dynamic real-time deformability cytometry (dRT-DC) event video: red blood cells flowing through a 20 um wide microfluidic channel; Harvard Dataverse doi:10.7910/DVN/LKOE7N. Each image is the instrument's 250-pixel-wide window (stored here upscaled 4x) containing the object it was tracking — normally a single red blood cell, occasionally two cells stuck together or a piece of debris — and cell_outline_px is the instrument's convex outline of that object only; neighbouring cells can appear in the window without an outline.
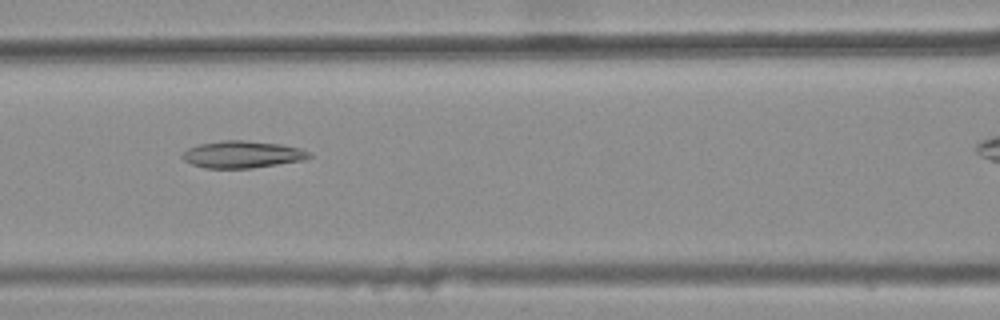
{"species": "common noctule bat (a hibernating species)", "species_latin": "Nyctalus noctula", "temperature_condition": "warm", "stored_images_in_passage": 30, "camera_frame_rate_fps": 3000, "um_per_image_px": 0.085, "animal": {"sex": "female", "body_mass_g": 25.1}, "frame": {"image": 1, "passage_image": 10, "time_ms": 3.0, "image_size_px": [1000, 320], "cell_outline_px": [[312, 156], [304, 160], [252, 168], [204, 168], [192, 164], [184, 160], [180, 156], [188, 148], [200, 144], [224, 140], [244, 140], [280, 144], [300, 148], [308, 152]], "centroid_in_image_um": [20.59, 13.13], "position_along_channel_um": 146.0, "area_um2": 19.88}}
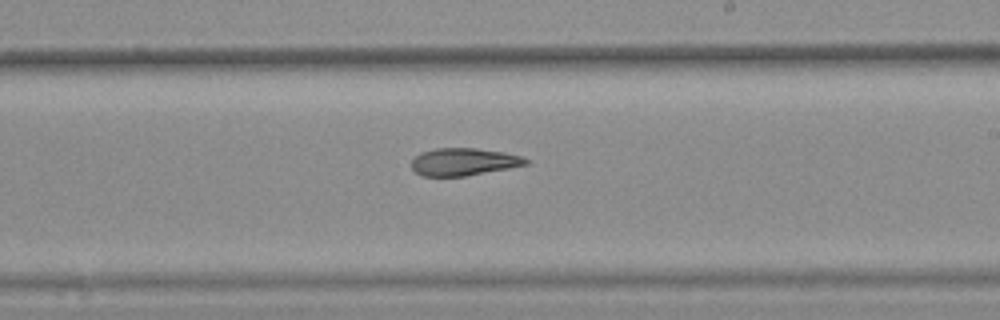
{"frame": {"image": 2, "passage_image": 18, "time_ms": 5.667, "image_size_px": [1000, 320], "cell_outline_px": [[528, 164], [508, 168], [464, 176], [424, 176], [416, 172], [412, 168], [412, 160], [420, 152], [436, 148], [476, 148], [504, 152], [520, 156], [528, 160]], "centroid_in_image_um": [39.39, 13.74], "position_along_channel_um": 249.6, "area_um2": 18.09}}
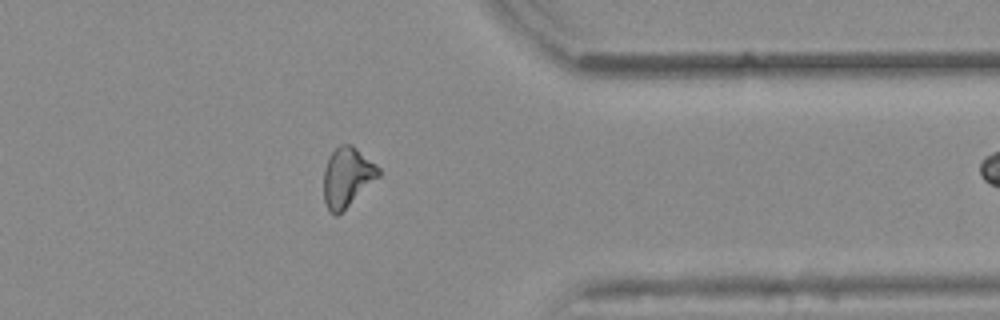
{"frame": {"image": 3, "passage_image": 29, "time_ms": 9.333, "image_size_px": [1000, 320], "cell_outline_px": [[380, 176], [336, 216], [328, 212], [324, 200], [324, 168], [332, 152], [340, 144], [352, 144], [376, 164], [380, 168]], "centroid_in_image_um": [29.5, 15.04], "position_along_channel_um": 381.9, "area_um2": 18.84}}